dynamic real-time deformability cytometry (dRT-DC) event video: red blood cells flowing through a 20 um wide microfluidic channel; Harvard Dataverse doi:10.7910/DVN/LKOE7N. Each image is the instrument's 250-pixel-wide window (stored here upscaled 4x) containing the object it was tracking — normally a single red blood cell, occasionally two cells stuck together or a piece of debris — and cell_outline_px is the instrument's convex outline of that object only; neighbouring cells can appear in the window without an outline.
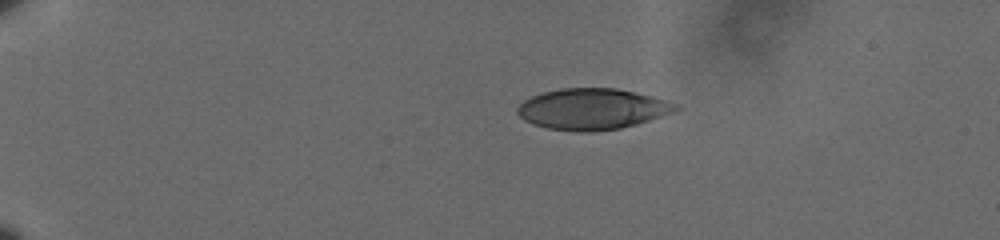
{"species": "human", "species_latin": "Homo sapiens", "temperature_condition": "cold", "stored_images_in_passage": 47, "camera_frame_rate_fps": 3000, "um_per_image_px": 0.085, "donor": {"sex": "male"}, "frame": {"image": 1, "passage_image": 1, "time_ms": 0.0, "image_size_px": [1000, 240], "cell_outline_px": [[680, 108], [676, 112], [636, 124], [620, 128], [592, 132], [580, 132], [548, 128], [532, 124], [524, 120], [516, 112], [516, 108], [524, 100], [532, 96], [544, 92], [560, 88], [616, 88], [652, 96], [676, 104]], "centroid_in_image_um": [50.33, 9.27], "position_along_channel_um": 34.7, "area_um2": 37.8}}
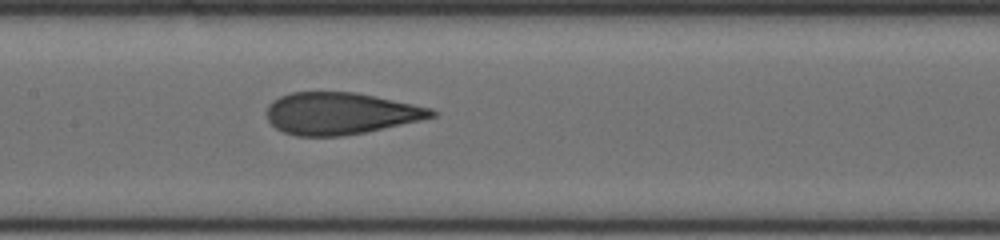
{"frame": {"image": 2, "passage_image": 20, "time_ms": 6.333, "image_size_px": [1000, 240], "cell_outline_px": [[436, 116], [420, 120], [364, 132], [344, 136], [296, 136], [284, 132], [276, 128], [268, 120], [268, 104], [272, 100], [280, 96], [292, 92], [356, 92], [432, 108], [436, 112]], "centroid_in_image_um": [28.92, 9.64], "position_along_channel_um": 178.5, "area_um2": 40.06}}
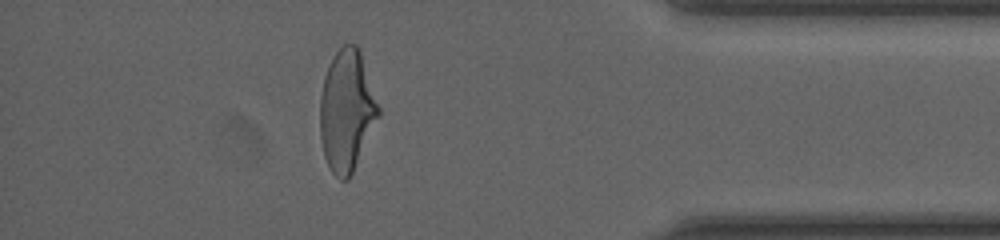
{"frame": {"image": 3, "passage_image": 41, "time_ms": 13.333, "image_size_px": [1000, 240], "cell_outline_px": [[380, 116], [348, 180], [340, 180], [332, 172], [324, 156], [320, 136], [320, 96], [324, 76], [336, 52], [344, 44], [356, 44], [360, 52], [380, 108]], "centroid_in_image_um": [29.47, 9.42], "position_along_channel_um": 405.7, "area_um2": 40.92}, "authors_computed_cell_mechanics": {"area_um2": 41.038, "velocity_mm_per_s": 3.6251, "shape_relaxation_time_tau1_ms": 4.8295, "shape_relaxation_time_tau2_ms": 1.0022, "deformation_change_tau1": 0.1832, "deformation_change_tau2": 0.0928}}